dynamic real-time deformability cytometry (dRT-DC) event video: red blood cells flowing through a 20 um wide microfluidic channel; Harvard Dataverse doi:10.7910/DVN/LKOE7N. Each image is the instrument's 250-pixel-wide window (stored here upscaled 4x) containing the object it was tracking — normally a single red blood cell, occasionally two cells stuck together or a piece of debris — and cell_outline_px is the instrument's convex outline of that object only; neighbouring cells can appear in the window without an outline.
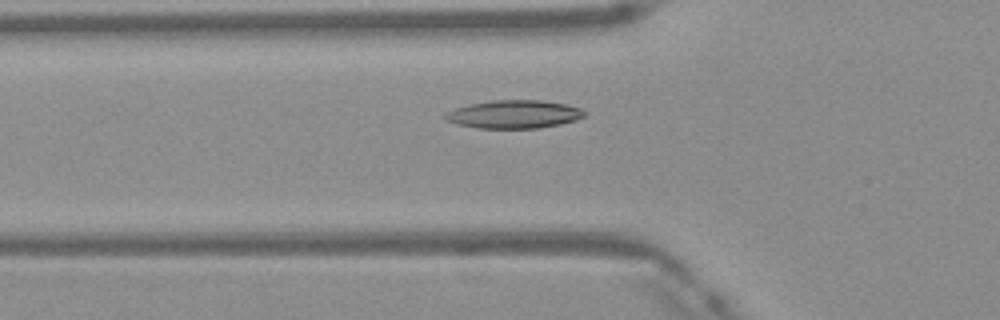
{"species": "Egyptian fruit bat (a non-hibernating species)", "species_latin": "Rousettus aegyptiacus", "temperature_condition": "warm", "stored_images_in_passage": 36, "camera_frame_rate_fps": 3000, "um_per_image_px": 0.085, "frame": {"image": 1, "passage_image": 9, "time_ms": 2.667, "image_size_px": [1000, 320], "cell_outline_px": [[584, 116], [576, 120], [560, 124], [540, 128], [476, 128], [456, 124], [444, 120], [440, 116], [444, 112], [468, 104], [492, 100], [540, 100], [568, 104], [580, 108], [584, 112]], "centroid_in_image_um": [43.61, 9.71], "position_along_channel_um": 82.2, "area_um2": 23.12}}
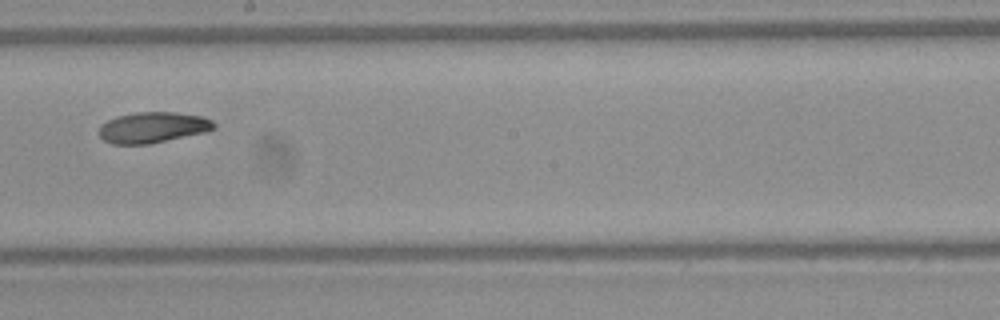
{"frame": {"image": 2, "passage_image": 20, "time_ms": 6.333, "image_size_px": [1000, 320], "cell_outline_px": [[216, 128], [204, 132], [148, 144], [112, 144], [104, 140], [100, 136], [100, 124], [116, 116], [136, 112], [176, 112], [200, 116], [212, 120], [216, 124]], "centroid_in_image_um": [12.98, 10.82], "position_along_channel_um": 235.2, "area_um2": 20.52}}
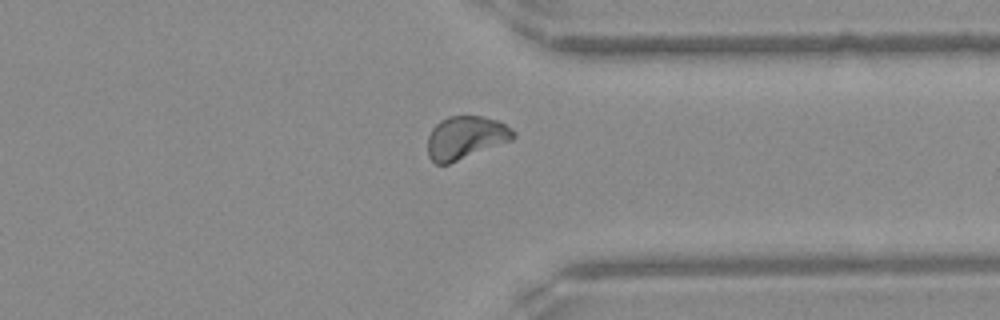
{"frame": {"image": 3, "passage_image": 30, "time_ms": 9.667, "image_size_px": [1000, 320], "cell_outline_px": [[516, 136], [512, 140], [448, 164], [436, 164], [428, 156], [428, 136], [432, 128], [440, 120], [448, 116], [484, 116], [496, 120], [504, 124], [516, 132]], "centroid_in_image_um": [39.57, 11.69], "position_along_channel_um": 371.8, "area_um2": 21.39}, "authors_computed_cell_mechanics": {"area_um2": 21.1548, "velocity_mm_per_s": 4.1501, "shape_relaxation_time_tau1_ms": 5.0071, "shape_relaxation_time_tau2_ms": 7.8248, "deformation_change_tau1": 0.1557, "deformation_change_tau2": 0.1299}}